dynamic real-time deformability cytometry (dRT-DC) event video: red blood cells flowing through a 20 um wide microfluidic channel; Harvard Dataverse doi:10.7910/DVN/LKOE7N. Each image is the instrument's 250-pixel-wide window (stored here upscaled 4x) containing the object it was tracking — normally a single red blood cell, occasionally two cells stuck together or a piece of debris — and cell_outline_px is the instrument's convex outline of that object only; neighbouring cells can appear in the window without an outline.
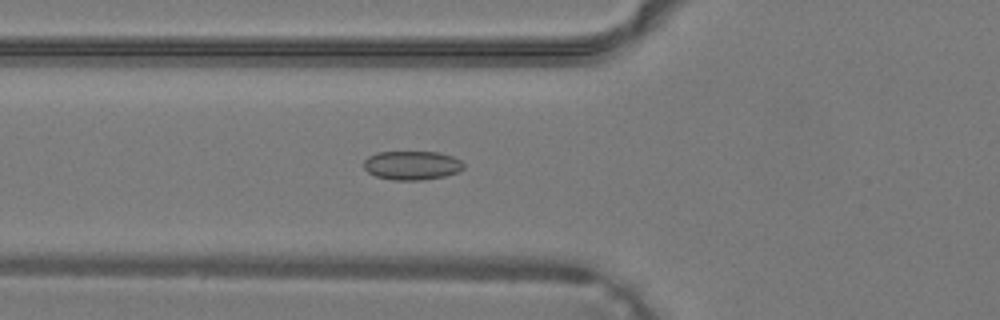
{"species": "common noctule bat (a hibernating species)", "species_latin": "Nyctalus noctula", "temperature_condition": "warm", "stored_images_in_passage": 37, "segment_of_instrument_passage": [1, 2], "camera_frame_rate_fps": 3000, "um_per_image_px": 0.085, "animal": {"sex": "male", "body_mass_g": 19.2, "forearm_length_mm": 51.8}, "frame": {"image": 1, "passage_image": 11, "time_ms": 3.333, "image_size_px": [1000, 320], "cell_outline_px": [[464, 168], [460, 172], [444, 176], [420, 180], [392, 180], [376, 176], [368, 172], [364, 168], [364, 160], [368, 156], [376, 152], [440, 152], [452, 156], [460, 160], [464, 164]], "centroid_in_image_um": [35.02, 14.05], "position_along_channel_um": 90.8, "area_um2": 16.94}}
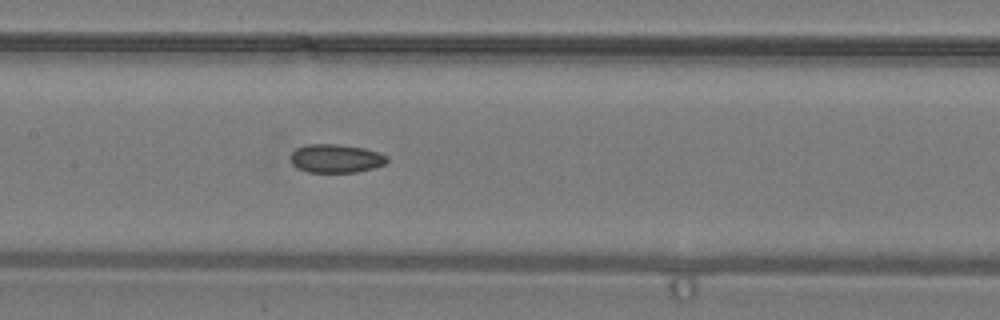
{"frame": {"image": 2, "passage_image": 16, "time_ms": 5.0, "image_size_px": [1000, 320], "cell_outline_px": [[388, 160], [384, 164], [372, 168], [356, 172], [308, 172], [292, 164], [292, 152], [296, 148], [308, 144], [336, 144], [364, 148], [380, 152], [388, 156]], "centroid_in_image_um": [28.58, 13.46], "position_along_channel_um": 178.8, "area_um2": 15.9}}
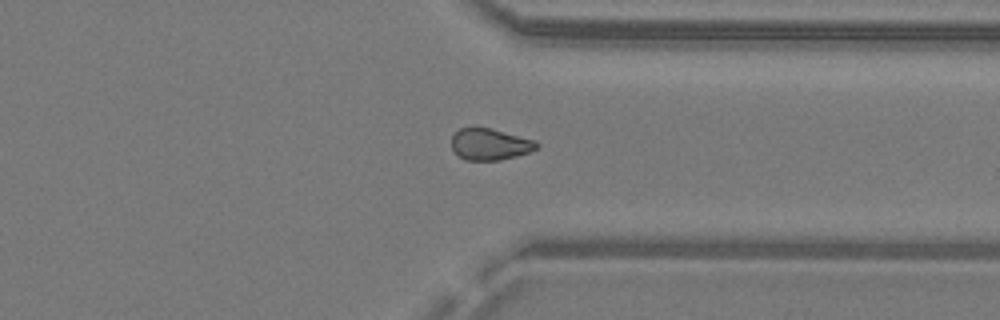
{"frame": {"image": 3, "passage_image": 27, "time_ms": 8.667, "image_size_px": [1000, 320], "cell_outline_px": [[540, 144], [536, 148], [528, 152], [516, 156], [500, 160], [464, 160], [452, 148], [452, 136], [460, 128], [472, 124], [492, 128], [536, 140]], "centroid_in_image_um": [41.63, 12.22], "position_along_channel_um": 369.8, "area_um2": 16.01}}